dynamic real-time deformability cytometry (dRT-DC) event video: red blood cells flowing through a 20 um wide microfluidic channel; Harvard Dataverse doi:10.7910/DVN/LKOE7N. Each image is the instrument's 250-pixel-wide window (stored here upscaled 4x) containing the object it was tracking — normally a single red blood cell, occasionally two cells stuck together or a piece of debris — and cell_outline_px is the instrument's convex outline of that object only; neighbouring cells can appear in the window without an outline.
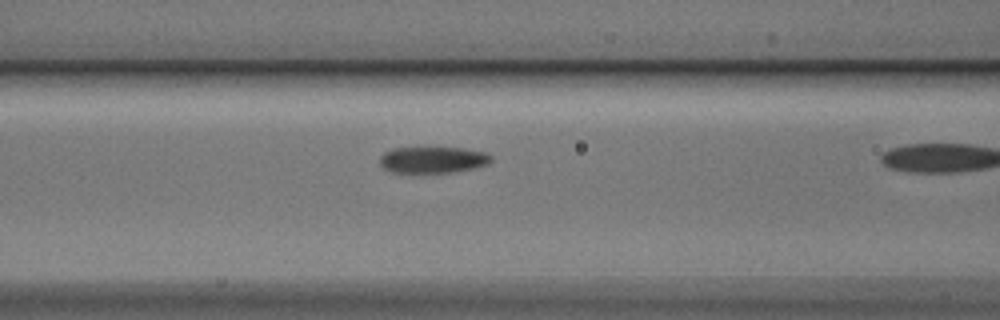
{"species": "Egyptian fruit bat (a non-hibernating species)", "species_latin": "Rousettus aegyptiacus", "temperature_condition": "cold", "stored_images_in_passage": 5, "camera_frame_rate_fps": 3000, "um_per_image_px": 0.085, "animal": {"sex": "male"}, "frame": {"image": 1, "passage_image": 4, "time_ms": 1.0, "image_size_px": [1000, 320], "cell_outline_px": [[492, 160], [488, 164], [476, 168], [452, 172], [412, 176], [388, 172], [380, 164], [380, 156], [384, 152], [392, 148], [464, 148], [488, 152], [492, 156]], "centroid_in_image_um": [36.75, 13.64], "position_along_channel_um": 129.8, "area_um2": 18.15}}